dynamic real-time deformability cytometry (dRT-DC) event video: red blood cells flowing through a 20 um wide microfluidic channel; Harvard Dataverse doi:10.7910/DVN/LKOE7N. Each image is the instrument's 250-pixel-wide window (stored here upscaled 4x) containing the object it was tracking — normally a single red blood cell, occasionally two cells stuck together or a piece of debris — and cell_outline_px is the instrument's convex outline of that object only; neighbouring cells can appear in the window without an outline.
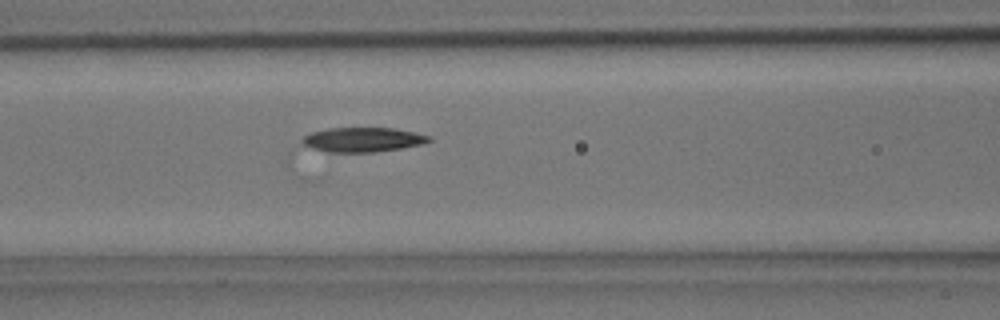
{"species": "common noctule bat (a hibernating species)", "species_latin": "Nyctalus noctula", "temperature_condition": "room temperature", "stored_images_in_passage": 6, "camera_frame_rate_fps": 3000, "um_per_image_px": 0.085, "animal": {"sex": "male", "body_mass_g": 15.6}, "frame": {"image": 1, "passage_image": 6, "time_ms": 1.667, "image_size_px": [1000, 320], "cell_outline_px": [[432, 140], [424, 144], [376, 152], [328, 152], [312, 148], [304, 144], [300, 140], [304, 136], [312, 132], [328, 128], [392, 128], [432, 136]], "centroid_in_image_um": [30.85, 11.87], "position_along_channel_um": 135.7, "area_um2": 18.03}}